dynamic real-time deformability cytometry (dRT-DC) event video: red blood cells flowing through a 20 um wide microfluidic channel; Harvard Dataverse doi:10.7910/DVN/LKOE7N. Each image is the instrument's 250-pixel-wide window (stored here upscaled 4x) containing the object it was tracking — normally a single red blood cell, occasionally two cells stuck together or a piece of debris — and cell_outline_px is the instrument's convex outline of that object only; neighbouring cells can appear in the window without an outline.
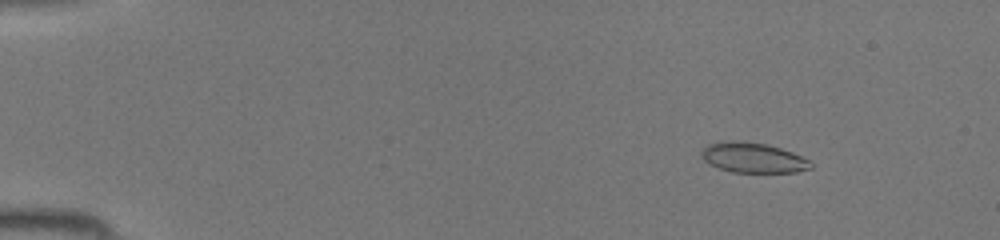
{"species": "common noctule bat (a hibernating species)", "species_latin": "Nyctalus noctula", "temperature_condition": "room temperature", "stored_images_in_passage": 45, "camera_frame_rate_fps": 3000, "um_per_image_px": 0.085, "animal": {"sex": "female", "body_mass_g": 19.5, "forearm_length_mm": 54.1}, "frame": {"image": 1, "passage_image": 5, "time_ms": 1.333, "image_size_px": [1000, 240], "cell_outline_px": [[812, 168], [796, 172], [732, 172], [708, 164], [700, 156], [700, 152], [708, 144], [728, 140], [744, 140], [768, 144], [792, 152], [808, 160], [812, 164]], "centroid_in_image_um": [63.97, 13.39], "position_along_channel_um": 21.0, "area_um2": 19.31}}
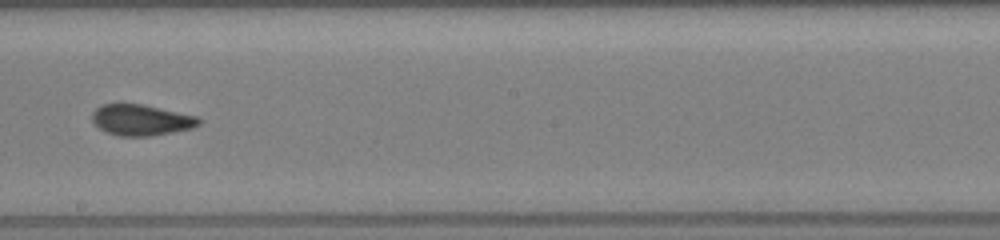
{"frame": {"image": 2, "passage_image": 26, "time_ms": 8.333, "image_size_px": [1000, 240], "cell_outline_px": [[200, 124], [192, 128], [172, 132], [148, 136], [120, 136], [108, 132], [100, 128], [92, 120], [92, 112], [100, 104], [116, 100], [120, 100], [144, 104], [200, 116]], "centroid_in_image_um": [11.97, 10.13], "position_along_channel_um": 236.2, "area_um2": 20.0}}
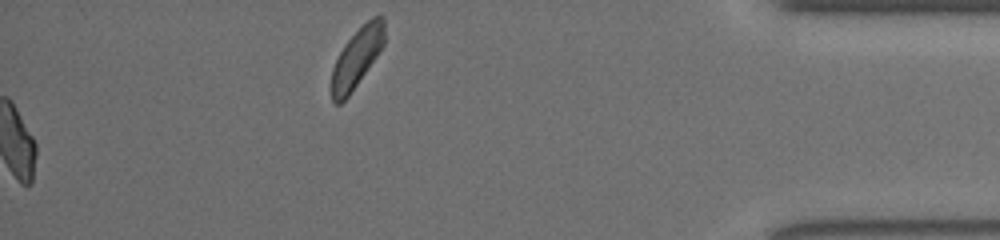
{"frame": {"image": 3, "passage_image": 45, "time_ms": 14.667, "image_size_px": [1000, 240], "cell_outline_px": [[384, 44], [376, 56], [348, 96], [340, 104], [336, 104], [332, 100], [332, 68], [344, 44], [372, 16], [384, 16]], "centroid_in_image_um": [30.33, 4.9], "position_along_channel_um": 404.9, "area_um2": 17.69}}